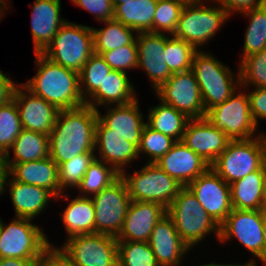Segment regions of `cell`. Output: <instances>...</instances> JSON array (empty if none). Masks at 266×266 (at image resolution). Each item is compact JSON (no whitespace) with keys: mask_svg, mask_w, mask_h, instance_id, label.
I'll return each mask as SVG.
<instances>
[{"mask_svg":"<svg viewBox=\"0 0 266 266\" xmlns=\"http://www.w3.org/2000/svg\"><path fill=\"white\" fill-rule=\"evenodd\" d=\"M8 0H0V21H1V18H4L3 16L5 15L6 10H9V6L7 7V2ZM5 11V12H4Z\"/></svg>","mask_w":266,"mask_h":266,"instance_id":"54","label":"cell"},{"mask_svg":"<svg viewBox=\"0 0 266 266\" xmlns=\"http://www.w3.org/2000/svg\"><path fill=\"white\" fill-rule=\"evenodd\" d=\"M210 217L221 225L231 213L230 185L209 168L187 185Z\"/></svg>","mask_w":266,"mask_h":266,"instance_id":"15","label":"cell"},{"mask_svg":"<svg viewBox=\"0 0 266 266\" xmlns=\"http://www.w3.org/2000/svg\"><path fill=\"white\" fill-rule=\"evenodd\" d=\"M2 187L3 193L6 192V188L9 190L15 216L20 218L35 219L44 212L50 199L55 198L47 189L16 181L10 178L8 173L5 174Z\"/></svg>","mask_w":266,"mask_h":266,"instance_id":"24","label":"cell"},{"mask_svg":"<svg viewBox=\"0 0 266 266\" xmlns=\"http://www.w3.org/2000/svg\"><path fill=\"white\" fill-rule=\"evenodd\" d=\"M177 2H179L182 6H192V5H201L204 4L205 1H209L210 0H175Z\"/></svg>","mask_w":266,"mask_h":266,"instance_id":"52","label":"cell"},{"mask_svg":"<svg viewBox=\"0 0 266 266\" xmlns=\"http://www.w3.org/2000/svg\"><path fill=\"white\" fill-rule=\"evenodd\" d=\"M13 150V158L10 155ZM49 157V136L22 129L10 150L4 155L5 163H22ZM12 158V159H11Z\"/></svg>","mask_w":266,"mask_h":266,"instance_id":"31","label":"cell"},{"mask_svg":"<svg viewBox=\"0 0 266 266\" xmlns=\"http://www.w3.org/2000/svg\"><path fill=\"white\" fill-rule=\"evenodd\" d=\"M246 92L240 86L227 100L210 108L205 114V118L231 140H246L261 135V132H257L259 126L252 118Z\"/></svg>","mask_w":266,"mask_h":266,"instance_id":"8","label":"cell"},{"mask_svg":"<svg viewBox=\"0 0 266 266\" xmlns=\"http://www.w3.org/2000/svg\"><path fill=\"white\" fill-rule=\"evenodd\" d=\"M91 199L95 208V233L117 237L131 202L125 181L120 176Z\"/></svg>","mask_w":266,"mask_h":266,"instance_id":"12","label":"cell"},{"mask_svg":"<svg viewBox=\"0 0 266 266\" xmlns=\"http://www.w3.org/2000/svg\"><path fill=\"white\" fill-rule=\"evenodd\" d=\"M167 214L190 249L212 233H215L219 241L220 225L210 217L187 186L180 189L167 208Z\"/></svg>","mask_w":266,"mask_h":266,"instance_id":"3","label":"cell"},{"mask_svg":"<svg viewBox=\"0 0 266 266\" xmlns=\"http://www.w3.org/2000/svg\"><path fill=\"white\" fill-rule=\"evenodd\" d=\"M5 167L9 176L16 181L43 187L55 198L63 194L58 181V165L50 157L22 163H5Z\"/></svg>","mask_w":266,"mask_h":266,"instance_id":"25","label":"cell"},{"mask_svg":"<svg viewBox=\"0 0 266 266\" xmlns=\"http://www.w3.org/2000/svg\"><path fill=\"white\" fill-rule=\"evenodd\" d=\"M198 50L191 44L173 37L166 35L165 57L166 63L170 72L179 73L191 69L194 54Z\"/></svg>","mask_w":266,"mask_h":266,"instance_id":"39","label":"cell"},{"mask_svg":"<svg viewBox=\"0 0 266 266\" xmlns=\"http://www.w3.org/2000/svg\"><path fill=\"white\" fill-rule=\"evenodd\" d=\"M158 104L153 108L149 107L146 124L153 130L173 138L176 142L181 141L190 119L171 105L161 101Z\"/></svg>","mask_w":266,"mask_h":266,"instance_id":"32","label":"cell"},{"mask_svg":"<svg viewBox=\"0 0 266 266\" xmlns=\"http://www.w3.org/2000/svg\"><path fill=\"white\" fill-rule=\"evenodd\" d=\"M31 7L34 52L42 53L67 20L61 18L60 0H35Z\"/></svg>","mask_w":266,"mask_h":266,"instance_id":"23","label":"cell"},{"mask_svg":"<svg viewBox=\"0 0 266 266\" xmlns=\"http://www.w3.org/2000/svg\"><path fill=\"white\" fill-rule=\"evenodd\" d=\"M136 44L138 49L137 69L145 71L151 80L153 90L165 83L172 75L165 57V33H137Z\"/></svg>","mask_w":266,"mask_h":266,"instance_id":"18","label":"cell"},{"mask_svg":"<svg viewBox=\"0 0 266 266\" xmlns=\"http://www.w3.org/2000/svg\"><path fill=\"white\" fill-rule=\"evenodd\" d=\"M126 173L120 176L132 201L156 202L168 208L183 187L156 163H146L131 175Z\"/></svg>","mask_w":266,"mask_h":266,"instance_id":"7","label":"cell"},{"mask_svg":"<svg viewBox=\"0 0 266 266\" xmlns=\"http://www.w3.org/2000/svg\"><path fill=\"white\" fill-rule=\"evenodd\" d=\"M95 158V152L83 153L58 166V181L60 191L63 194L56 197V199L62 197L66 201L70 200V195L65 194L64 190H68V188L76 189L80 186L85 172Z\"/></svg>","mask_w":266,"mask_h":266,"instance_id":"36","label":"cell"},{"mask_svg":"<svg viewBox=\"0 0 266 266\" xmlns=\"http://www.w3.org/2000/svg\"><path fill=\"white\" fill-rule=\"evenodd\" d=\"M156 164L183 187L210 168L200 155L181 141H177Z\"/></svg>","mask_w":266,"mask_h":266,"instance_id":"22","label":"cell"},{"mask_svg":"<svg viewBox=\"0 0 266 266\" xmlns=\"http://www.w3.org/2000/svg\"><path fill=\"white\" fill-rule=\"evenodd\" d=\"M13 99L18 108L22 129L49 136L60 110L34 95L22 83L16 86Z\"/></svg>","mask_w":266,"mask_h":266,"instance_id":"17","label":"cell"},{"mask_svg":"<svg viewBox=\"0 0 266 266\" xmlns=\"http://www.w3.org/2000/svg\"><path fill=\"white\" fill-rule=\"evenodd\" d=\"M39 266H76L60 247L52 244L42 252Z\"/></svg>","mask_w":266,"mask_h":266,"instance_id":"46","label":"cell"},{"mask_svg":"<svg viewBox=\"0 0 266 266\" xmlns=\"http://www.w3.org/2000/svg\"><path fill=\"white\" fill-rule=\"evenodd\" d=\"M104 28H92L94 52H106L131 44L137 36L132 28L111 19L104 21Z\"/></svg>","mask_w":266,"mask_h":266,"instance_id":"33","label":"cell"},{"mask_svg":"<svg viewBox=\"0 0 266 266\" xmlns=\"http://www.w3.org/2000/svg\"><path fill=\"white\" fill-rule=\"evenodd\" d=\"M166 214L167 208L159 203L131 200L116 240L148 242L155 224Z\"/></svg>","mask_w":266,"mask_h":266,"instance_id":"20","label":"cell"},{"mask_svg":"<svg viewBox=\"0 0 266 266\" xmlns=\"http://www.w3.org/2000/svg\"><path fill=\"white\" fill-rule=\"evenodd\" d=\"M265 163V144L259 135L246 140H231L210 168L230 185L259 170Z\"/></svg>","mask_w":266,"mask_h":266,"instance_id":"6","label":"cell"},{"mask_svg":"<svg viewBox=\"0 0 266 266\" xmlns=\"http://www.w3.org/2000/svg\"><path fill=\"white\" fill-rule=\"evenodd\" d=\"M60 248L76 266H118L117 240L108 234L73 236Z\"/></svg>","mask_w":266,"mask_h":266,"instance_id":"11","label":"cell"},{"mask_svg":"<svg viewBox=\"0 0 266 266\" xmlns=\"http://www.w3.org/2000/svg\"><path fill=\"white\" fill-rule=\"evenodd\" d=\"M34 219L15 217L10 224L0 219V258L39 259L51 244Z\"/></svg>","mask_w":266,"mask_h":266,"instance_id":"9","label":"cell"},{"mask_svg":"<svg viewBox=\"0 0 266 266\" xmlns=\"http://www.w3.org/2000/svg\"><path fill=\"white\" fill-rule=\"evenodd\" d=\"M261 136H262L263 141H264V144H265V157H266V133H263V132L261 131Z\"/></svg>","mask_w":266,"mask_h":266,"instance_id":"59","label":"cell"},{"mask_svg":"<svg viewBox=\"0 0 266 266\" xmlns=\"http://www.w3.org/2000/svg\"><path fill=\"white\" fill-rule=\"evenodd\" d=\"M0 266H39V259L0 258Z\"/></svg>","mask_w":266,"mask_h":266,"instance_id":"50","label":"cell"},{"mask_svg":"<svg viewBox=\"0 0 266 266\" xmlns=\"http://www.w3.org/2000/svg\"><path fill=\"white\" fill-rule=\"evenodd\" d=\"M101 55L94 53L79 73L80 92L86 102L99 88L111 71Z\"/></svg>","mask_w":266,"mask_h":266,"instance_id":"37","label":"cell"},{"mask_svg":"<svg viewBox=\"0 0 266 266\" xmlns=\"http://www.w3.org/2000/svg\"><path fill=\"white\" fill-rule=\"evenodd\" d=\"M124 1H128V0H111L114 8L118 5V4H122L124 3Z\"/></svg>","mask_w":266,"mask_h":266,"instance_id":"58","label":"cell"},{"mask_svg":"<svg viewBox=\"0 0 266 266\" xmlns=\"http://www.w3.org/2000/svg\"><path fill=\"white\" fill-rule=\"evenodd\" d=\"M94 53L101 55L113 70L127 73L129 69H137L138 49L136 39L131 44L121 46L120 48Z\"/></svg>","mask_w":266,"mask_h":266,"instance_id":"44","label":"cell"},{"mask_svg":"<svg viewBox=\"0 0 266 266\" xmlns=\"http://www.w3.org/2000/svg\"><path fill=\"white\" fill-rule=\"evenodd\" d=\"M148 244L160 266H180L183 258L191 250L178 234L168 214L155 224Z\"/></svg>","mask_w":266,"mask_h":266,"instance_id":"21","label":"cell"},{"mask_svg":"<svg viewBox=\"0 0 266 266\" xmlns=\"http://www.w3.org/2000/svg\"><path fill=\"white\" fill-rule=\"evenodd\" d=\"M158 0H128L114 9L115 20L135 33L153 32V18Z\"/></svg>","mask_w":266,"mask_h":266,"instance_id":"30","label":"cell"},{"mask_svg":"<svg viewBox=\"0 0 266 266\" xmlns=\"http://www.w3.org/2000/svg\"><path fill=\"white\" fill-rule=\"evenodd\" d=\"M254 260H256V259H253V260H248V262L247 263H245V264H236L235 266H256V262L254 261Z\"/></svg>","mask_w":266,"mask_h":266,"instance_id":"57","label":"cell"},{"mask_svg":"<svg viewBox=\"0 0 266 266\" xmlns=\"http://www.w3.org/2000/svg\"><path fill=\"white\" fill-rule=\"evenodd\" d=\"M259 212L261 216L263 217L264 220H266V191L263 194L262 200H261V205L259 208Z\"/></svg>","mask_w":266,"mask_h":266,"instance_id":"53","label":"cell"},{"mask_svg":"<svg viewBox=\"0 0 266 266\" xmlns=\"http://www.w3.org/2000/svg\"><path fill=\"white\" fill-rule=\"evenodd\" d=\"M62 212L61 219L68 234L66 239L95 233V208L91 197L75 196Z\"/></svg>","mask_w":266,"mask_h":266,"instance_id":"29","label":"cell"},{"mask_svg":"<svg viewBox=\"0 0 266 266\" xmlns=\"http://www.w3.org/2000/svg\"><path fill=\"white\" fill-rule=\"evenodd\" d=\"M235 265H236V263L235 264L234 263L233 264H231V263L230 264H225V263L224 264H221V263L219 264L217 262L216 263L215 262H210L209 264H204L203 263V265L201 264L199 266H235Z\"/></svg>","mask_w":266,"mask_h":266,"instance_id":"56","label":"cell"},{"mask_svg":"<svg viewBox=\"0 0 266 266\" xmlns=\"http://www.w3.org/2000/svg\"><path fill=\"white\" fill-rule=\"evenodd\" d=\"M266 191V163L257 171L230 184L233 209L259 210Z\"/></svg>","mask_w":266,"mask_h":266,"instance_id":"28","label":"cell"},{"mask_svg":"<svg viewBox=\"0 0 266 266\" xmlns=\"http://www.w3.org/2000/svg\"><path fill=\"white\" fill-rule=\"evenodd\" d=\"M138 102L136 98L127 104L106 106L105 115L97 109L96 133H116L138 148L146 125Z\"/></svg>","mask_w":266,"mask_h":266,"instance_id":"16","label":"cell"},{"mask_svg":"<svg viewBox=\"0 0 266 266\" xmlns=\"http://www.w3.org/2000/svg\"><path fill=\"white\" fill-rule=\"evenodd\" d=\"M237 70L242 89L266 88V49L242 58Z\"/></svg>","mask_w":266,"mask_h":266,"instance_id":"38","label":"cell"},{"mask_svg":"<svg viewBox=\"0 0 266 266\" xmlns=\"http://www.w3.org/2000/svg\"><path fill=\"white\" fill-rule=\"evenodd\" d=\"M107 165L96 158L93 160L77 188L80 192L78 196L92 197L120 177V174L112 166L108 167Z\"/></svg>","mask_w":266,"mask_h":266,"instance_id":"35","label":"cell"},{"mask_svg":"<svg viewBox=\"0 0 266 266\" xmlns=\"http://www.w3.org/2000/svg\"><path fill=\"white\" fill-rule=\"evenodd\" d=\"M263 237H264V265H266V220L263 223Z\"/></svg>","mask_w":266,"mask_h":266,"instance_id":"55","label":"cell"},{"mask_svg":"<svg viewBox=\"0 0 266 266\" xmlns=\"http://www.w3.org/2000/svg\"><path fill=\"white\" fill-rule=\"evenodd\" d=\"M6 75L0 69V105L8 103L13 99L15 88L18 85V83L10 79L11 77Z\"/></svg>","mask_w":266,"mask_h":266,"instance_id":"49","label":"cell"},{"mask_svg":"<svg viewBox=\"0 0 266 266\" xmlns=\"http://www.w3.org/2000/svg\"><path fill=\"white\" fill-rule=\"evenodd\" d=\"M41 54L79 74L94 54L92 28L66 21Z\"/></svg>","mask_w":266,"mask_h":266,"instance_id":"5","label":"cell"},{"mask_svg":"<svg viewBox=\"0 0 266 266\" xmlns=\"http://www.w3.org/2000/svg\"><path fill=\"white\" fill-rule=\"evenodd\" d=\"M157 98L189 119L205 118V108L201 91L193 71L173 73L171 77L156 90Z\"/></svg>","mask_w":266,"mask_h":266,"instance_id":"13","label":"cell"},{"mask_svg":"<svg viewBox=\"0 0 266 266\" xmlns=\"http://www.w3.org/2000/svg\"><path fill=\"white\" fill-rule=\"evenodd\" d=\"M71 2L94 15L97 21L104 22L114 18L115 8L111 0H71Z\"/></svg>","mask_w":266,"mask_h":266,"instance_id":"45","label":"cell"},{"mask_svg":"<svg viewBox=\"0 0 266 266\" xmlns=\"http://www.w3.org/2000/svg\"><path fill=\"white\" fill-rule=\"evenodd\" d=\"M175 143L173 138L153 130L146 124L142 131L138 155L144 153L143 155L148 156L147 163H156Z\"/></svg>","mask_w":266,"mask_h":266,"instance_id":"42","label":"cell"},{"mask_svg":"<svg viewBox=\"0 0 266 266\" xmlns=\"http://www.w3.org/2000/svg\"><path fill=\"white\" fill-rule=\"evenodd\" d=\"M191 70L197 79L205 112L223 103L240 87L239 70L235 75L212 53L201 49L194 54Z\"/></svg>","mask_w":266,"mask_h":266,"instance_id":"4","label":"cell"},{"mask_svg":"<svg viewBox=\"0 0 266 266\" xmlns=\"http://www.w3.org/2000/svg\"><path fill=\"white\" fill-rule=\"evenodd\" d=\"M96 151L99 153H95L96 159L112 166L119 174L140 157L138 148L116 133H96Z\"/></svg>","mask_w":266,"mask_h":266,"instance_id":"27","label":"cell"},{"mask_svg":"<svg viewBox=\"0 0 266 266\" xmlns=\"http://www.w3.org/2000/svg\"><path fill=\"white\" fill-rule=\"evenodd\" d=\"M263 223L259 210L232 209L220 225L219 242L223 244L236 238L247 251L264 263Z\"/></svg>","mask_w":266,"mask_h":266,"instance_id":"14","label":"cell"},{"mask_svg":"<svg viewBox=\"0 0 266 266\" xmlns=\"http://www.w3.org/2000/svg\"><path fill=\"white\" fill-rule=\"evenodd\" d=\"M241 13L249 19L241 56L244 58L266 49V2Z\"/></svg>","mask_w":266,"mask_h":266,"instance_id":"34","label":"cell"},{"mask_svg":"<svg viewBox=\"0 0 266 266\" xmlns=\"http://www.w3.org/2000/svg\"><path fill=\"white\" fill-rule=\"evenodd\" d=\"M230 141L223 131L215 128L206 118L190 119L181 140L209 165L225 151Z\"/></svg>","mask_w":266,"mask_h":266,"instance_id":"19","label":"cell"},{"mask_svg":"<svg viewBox=\"0 0 266 266\" xmlns=\"http://www.w3.org/2000/svg\"><path fill=\"white\" fill-rule=\"evenodd\" d=\"M7 173L4 161V155L0 154V197L3 194V181L5 174Z\"/></svg>","mask_w":266,"mask_h":266,"instance_id":"51","label":"cell"},{"mask_svg":"<svg viewBox=\"0 0 266 266\" xmlns=\"http://www.w3.org/2000/svg\"><path fill=\"white\" fill-rule=\"evenodd\" d=\"M247 95L252 118L258 126L260 119H266V88H255Z\"/></svg>","mask_w":266,"mask_h":266,"instance_id":"47","label":"cell"},{"mask_svg":"<svg viewBox=\"0 0 266 266\" xmlns=\"http://www.w3.org/2000/svg\"><path fill=\"white\" fill-rule=\"evenodd\" d=\"M219 4L230 16L234 12L241 13L255 7H259L266 2V0H210V2ZM217 2V3H216Z\"/></svg>","mask_w":266,"mask_h":266,"instance_id":"48","label":"cell"},{"mask_svg":"<svg viewBox=\"0 0 266 266\" xmlns=\"http://www.w3.org/2000/svg\"><path fill=\"white\" fill-rule=\"evenodd\" d=\"M97 110L88 105L60 110L49 135V157L59 166L83 153L95 152Z\"/></svg>","mask_w":266,"mask_h":266,"instance_id":"1","label":"cell"},{"mask_svg":"<svg viewBox=\"0 0 266 266\" xmlns=\"http://www.w3.org/2000/svg\"><path fill=\"white\" fill-rule=\"evenodd\" d=\"M34 54L36 75L22 84L34 95L55 105L59 110L85 105L80 92L79 74L53 63L41 53Z\"/></svg>","mask_w":266,"mask_h":266,"instance_id":"2","label":"cell"},{"mask_svg":"<svg viewBox=\"0 0 266 266\" xmlns=\"http://www.w3.org/2000/svg\"><path fill=\"white\" fill-rule=\"evenodd\" d=\"M127 76L125 72L112 69L85 104L97 110L98 106L123 105L134 101L137 98L135 86Z\"/></svg>","mask_w":266,"mask_h":266,"instance_id":"26","label":"cell"},{"mask_svg":"<svg viewBox=\"0 0 266 266\" xmlns=\"http://www.w3.org/2000/svg\"><path fill=\"white\" fill-rule=\"evenodd\" d=\"M22 130L15 100L0 105V154L5 155Z\"/></svg>","mask_w":266,"mask_h":266,"instance_id":"41","label":"cell"},{"mask_svg":"<svg viewBox=\"0 0 266 266\" xmlns=\"http://www.w3.org/2000/svg\"><path fill=\"white\" fill-rule=\"evenodd\" d=\"M118 266H160L148 242L117 241Z\"/></svg>","mask_w":266,"mask_h":266,"instance_id":"40","label":"cell"},{"mask_svg":"<svg viewBox=\"0 0 266 266\" xmlns=\"http://www.w3.org/2000/svg\"><path fill=\"white\" fill-rule=\"evenodd\" d=\"M230 15L219 5L183 6L174 34L175 38L184 40L197 50L213 39ZM207 42V43H206Z\"/></svg>","mask_w":266,"mask_h":266,"instance_id":"10","label":"cell"},{"mask_svg":"<svg viewBox=\"0 0 266 266\" xmlns=\"http://www.w3.org/2000/svg\"><path fill=\"white\" fill-rule=\"evenodd\" d=\"M183 6L175 0H158L153 18V33L173 35Z\"/></svg>","mask_w":266,"mask_h":266,"instance_id":"43","label":"cell"}]
</instances>
